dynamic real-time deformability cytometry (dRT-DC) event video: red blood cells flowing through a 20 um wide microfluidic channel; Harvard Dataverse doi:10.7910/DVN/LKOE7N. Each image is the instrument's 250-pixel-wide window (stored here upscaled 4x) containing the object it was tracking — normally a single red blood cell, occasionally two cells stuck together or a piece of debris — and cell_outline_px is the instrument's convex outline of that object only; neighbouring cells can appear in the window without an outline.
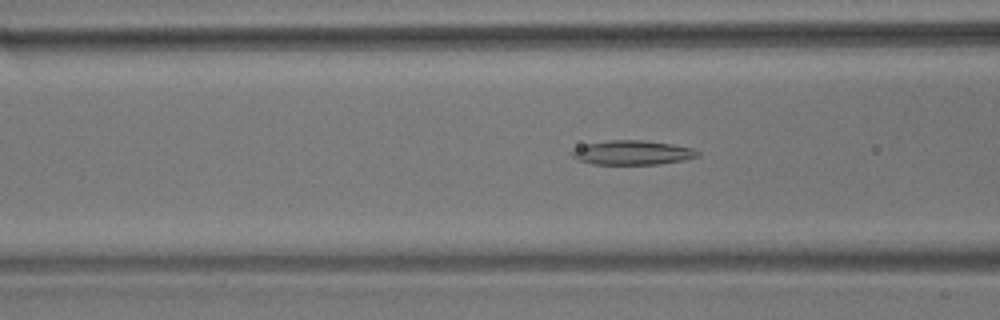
{"species": "common noctule bat (a hibernating species)", "species_latin": "Nyctalus noctula", "temperature_condition": "room temperature", "stored_images_in_passage": 49, "camera_frame_rate_fps": 3000, "um_per_image_px": 0.085, "animal": {"sex": "male", "body_mass_g": 17.9}, "frame": {"image": 1, "passage_image": 14, "time_ms": 4.333, "image_size_px": [1000, 320], "cell_outline_px": [[700, 156], [684, 160], [660, 164], [592, 164], [576, 160], [568, 152], [576, 148], [588, 144], [612, 140], [640, 140], [672, 144], [692, 148], [700, 152]], "centroid_in_image_um": [53.75, 12.98], "position_along_channel_um": 112.8, "area_um2": 17.8}}
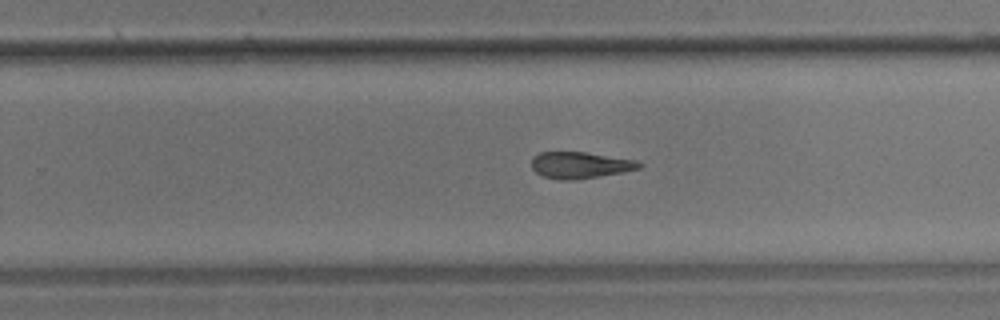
{"frame": {"image": 2, "passage_image": 28, "time_ms": 9.0, "image_size_px": [1000, 320], "cell_outline_px": [[644, 164], [640, 168], [620, 172], [572, 180], [560, 180], [544, 176], [536, 172], [532, 168], [532, 156], [540, 152], [584, 152], [632, 160]], "centroid_in_image_um": [49.24, 14.03], "position_along_channel_um": 280.6, "area_um2": 16.18}}
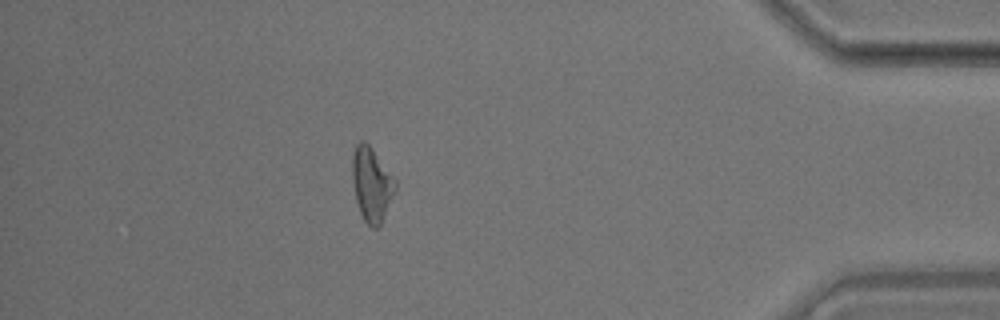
{"frame": {"image": 3, "passage_image": 42, "time_ms": 13.667, "image_size_px": [1000, 320], "cell_outline_px": [[396, 192], [380, 224], [376, 228], [372, 228], [364, 220], [360, 212], [356, 200], [352, 180], [352, 152], [356, 144], [360, 140], [364, 140], [372, 148], [396, 180]], "centroid_in_image_um": [31.58, 15.64], "position_along_channel_um": 403.6, "area_um2": 18.61}, "authors_computed_cell_mechanics": {"area_um2": 18.0336, "velocity_mm_per_s": 3.5935, "shape_relaxation_time_tau1_ms": null, "shape_relaxation_time_tau2_ms": 6.2492, "deformation_change_tau1": null, "deformation_change_tau2": 0.1716}}